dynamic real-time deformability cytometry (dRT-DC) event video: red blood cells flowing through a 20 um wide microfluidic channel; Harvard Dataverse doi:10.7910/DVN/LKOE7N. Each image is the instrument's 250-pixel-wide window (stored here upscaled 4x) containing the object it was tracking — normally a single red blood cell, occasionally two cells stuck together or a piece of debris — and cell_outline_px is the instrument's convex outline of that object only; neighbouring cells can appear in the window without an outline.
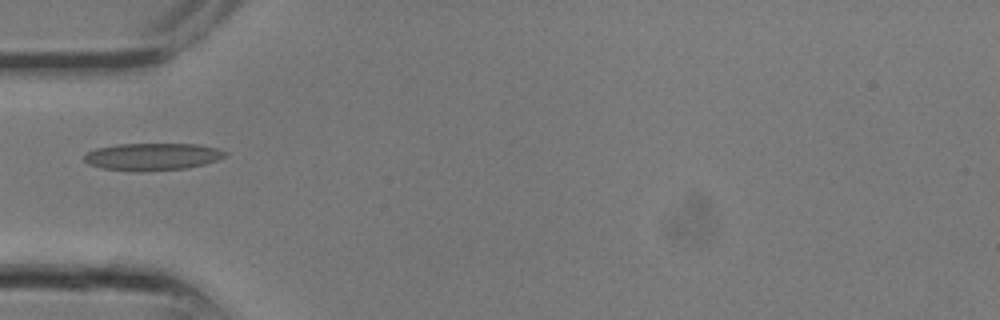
{"species": "common noctule bat (a hibernating species)", "species_latin": "Nyctalus noctula", "temperature_condition": "room temperature", "stored_images_in_passage": 2, "camera_frame_rate_fps": 3000, "um_per_image_px": 0.085, "animal": {"sex": "male", "body_mass_g": 13.3}, "frame": {"image": 1, "passage_image": 1, "time_ms": 0.0, "image_size_px": [1000, 320], "cell_outline_px": [[228, 156], [204, 164], [188, 168], [144, 172], [136, 172], [100, 168], [88, 164], [84, 160], [84, 156], [88, 152], [96, 148], [116, 144], [196, 144], [216, 148], [228, 152]], "centroid_in_image_um": [12.95, 13.33], "position_along_channel_um": 72.1, "area_um2": 22.66}}